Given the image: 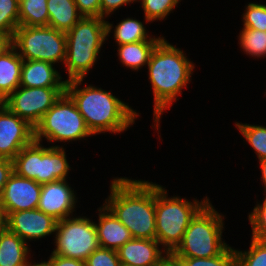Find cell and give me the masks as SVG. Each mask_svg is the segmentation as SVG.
<instances>
[{
  "mask_svg": "<svg viewBox=\"0 0 266 266\" xmlns=\"http://www.w3.org/2000/svg\"><path fill=\"white\" fill-rule=\"evenodd\" d=\"M26 243L6 229L0 235V266H23L29 263V247Z\"/></svg>",
  "mask_w": 266,
  "mask_h": 266,
  "instance_id": "obj_21",
  "label": "cell"
},
{
  "mask_svg": "<svg viewBox=\"0 0 266 266\" xmlns=\"http://www.w3.org/2000/svg\"><path fill=\"white\" fill-rule=\"evenodd\" d=\"M244 28L266 31V5L249 3L243 14Z\"/></svg>",
  "mask_w": 266,
  "mask_h": 266,
  "instance_id": "obj_31",
  "label": "cell"
},
{
  "mask_svg": "<svg viewBox=\"0 0 266 266\" xmlns=\"http://www.w3.org/2000/svg\"><path fill=\"white\" fill-rule=\"evenodd\" d=\"M48 261L53 266H86L85 261L63 257L61 255L51 254Z\"/></svg>",
  "mask_w": 266,
  "mask_h": 266,
  "instance_id": "obj_37",
  "label": "cell"
},
{
  "mask_svg": "<svg viewBox=\"0 0 266 266\" xmlns=\"http://www.w3.org/2000/svg\"><path fill=\"white\" fill-rule=\"evenodd\" d=\"M160 41H140L118 45V58L128 68L139 70L147 65L152 51Z\"/></svg>",
  "mask_w": 266,
  "mask_h": 266,
  "instance_id": "obj_22",
  "label": "cell"
},
{
  "mask_svg": "<svg viewBox=\"0 0 266 266\" xmlns=\"http://www.w3.org/2000/svg\"><path fill=\"white\" fill-rule=\"evenodd\" d=\"M48 26L67 33L83 16L74 0H47Z\"/></svg>",
  "mask_w": 266,
  "mask_h": 266,
  "instance_id": "obj_20",
  "label": "cell"
},
{
  "mask_svg": "<svg viewBox=\"0 0 266 266\" xmlns=\"http://www.w3.org/2000/svg\"><path fill=\"white\" fill-rule=\"evenodd\" d=\"M138 0H100L101 3V17L104 18L107 15H110L113 11L120 8L125 4Z\"/></svg>",
  "mask_w": 266,
  "mask_h": 266,
  "instance_id": "obj_36",
  "label": "cell"
},
{
  "mask_svg": "<svg viewBox=\"0 0 266 266\" xmlns=\"http://www.w3.org/2000/svg\"><path fill=\"white\" fill-rule=\"evenodd\" d=\"M146 22L164 20L181 0H141Z\"/></svg>",
  "mask_w": 266,
  "mask_h": 266,
  "instance_id": "obj_30",
  "label": "cell"
},
{
  "mask_svg": "<svg viewBox=\"0 0 266 266\" xmlns=\"http://www.w3.org/2000/svg\"><path fill=\"white\" fill-rule=\"evenodd\" d=\"M99 220L95 223L100 247L118 250L127 241L133 237L130 230L127 229L115 215L103 204L98 209Z\"/></svg>",
  "mask_w": 266,
  "mask_h": 266,
  "instance_id": "obj_17",
  "label": "cell"
},
{
  "mask_svg": "<svg viewBox=\"0 0 266 266\" xmlns=\"http://www.w3.org/2000/svg\"><path fill=\"white\" fill-rule=\"evenodd\" d=\"M66 179L41 184V194L37 209L52 216L57 221L70 217L75 208V195Z\"/></svg>",
  "mask_w": 266,
  "mask_h": 266,
  "instance_id": "obj_15",
  "label": "cell"
},
{
  "mask_svg": "<svg viewBox=\"0 0 266 266\" xmlns=\"http://www.w3.org/2000/svg\"><path fill=\"white\" fill-rule=\"evenodd\" d=\"M23 266H31V263L29 262V263H27V264H25Z\"/></svg>",
  "mask_w": 266,
  "mask_h": 266,
  "instance_id": "obj_45",
  "label": "cell"
},
{
  "mask_svg": "<svg viewBox=\"0 0 266 266\" xmlns=\"http://www.w3.org/2000/svg\"><path fill=\"white\" fill-rule=\"evenodd\" d=\"M40 194L41 184L13 172L4 186L0 208L6 215L10 212L37 209Z\"/></svg>",
  "mask_w": 266,
  "mask_h": 266,
  "instance_id": "obj_13",
  "label": "cell"
},
{
  "mask_svg": "<svg viewBox=\"0 0 266 266\" xmlns=\"http://www.w3.org/2000/svg\"><path fill=\"white\" fill-rule=\"evenodd\" d=\"M47 0H19V26H48Z\"/></svg>",
  "mask_w": 266,
  "mask_h": 266,
  "instance_id": "obj_24",
  "label": "cell"
},
{
  "mask_svg": "<svg viewBox=\"0 0 266 266\" xmlns=\"http://www.w3.org/2000/svg\"><path fill=\"white\" fill-rule=\"evenodd\" d=\"M7 229V215L0 208V235Z\"/></svg>",
  "mask_w": 266,
  "mask_h": 266,
  "instance_id": "obj_40",
  "label": "cell"
},
{
  "mask_svg": "<svg viewBox=\"0 0 266 266\" xmlns=\"http://www.w3.org/2000/svg\"><path fill=\"white\" fill-rule=\"evenodd\" d=\"M7 96L0 91V114L4 112L7 107Z\"/></svg>",
  "mask_w": 266,
  "mask_h": 266,
  "instance_id": "obj_41",
  "label": "cell"
},
{
  "mask_svg": "<svg viewBox=\"0 0 266 266\" xmlns=\"http://www.w3.org/2000/svg\"><path fill=\"white\" fill-rule=\"evenodd\" d=\"M13 172V160L0 158V198L4 186Z\"/></svg>",
  "mask_w": 266,
  "mask_h": 266,
  "instance_id": "obj_35",
  "label": "cell"
},
{
  "mask_svg": "<svg viewBox=\"0 0 266 266\" xmlns=\"http://www.w3.org/2000/svg\"><path fill=\"white\" fill-rule=\"evenodd\" d=\"M57 220L39 209L10 212L7 215V229L25 242L44 238L56 231Z\"/></svg>",
  "mask_w": 266,
  "mask_h": 266,
  "instance_id": "obj_14",
  "label": "cell"
},
{
  "mask_svg": "<svg viewBox=\"0 0 266 266\" xmlns=\"http://www.w3.org/2000/svg\"><path fill=\"white\" fill-rule=\"evenodd\" d=\"M12 44L0 54V91L7 97L20 86L23 58Z\"/></svg>",
  "mask_w": 266,
  "mask_h": 266,
  "instance_id": "obj_19",
  "label": "cell"
},
{
  "mask_svg": "<svg viewBox=\"0 0 266 266\" xmlns=\"http://www.w3.org/2000/svg\"><path fill=\"white\" fill-rule=\"evenodd\" d=\"M235 125L255 150L259 161L266 159V127L242 123H236Z\"/></svg>",
  "mask_w": 266,
  "mask_h": 266,
  "instance_id": "obj_27",
  "label": "cell"
},
{
  "mask_svg": "<svg viewBox=\"0 0 266 266\" xmlns=\"http://www.w3.org/2000/svg\"><path fill=\"white\" fill-rule=\"evenodd\" d=\"M165 254L155 266H184L182 259L172 252H166Z\"/></svg>",
  "mask_w": 266,
  "mask_h": 266,
  "instance_id": "obj_38",
  "label": "cell"
},
{
  "mask_svg": "<svg viewBox=\"0 0 266 266\" xmlns=\"http://www.w3.org/2000/svg\"><path fill=\"white\" fill-rule=\"evenodd\" d=\"M78 12L87 17H101V3L100 0H74Z\"/></svg>",
  "mask_w": 266,
  "mask_h": 266,
  "instance_id": "obj_34",
  "label": "cell"
},
{
  "mask_svg": "<svg viewBox=\"0 0 266 266\" xmlns=\"http://www.w3.org/2000/svg\"><path fill=\"white\" fill-rule=\"evenodd\" d=\"M55 233L56 248L51 254L85 261L100 247L95 223L87 217L57 221Z\"/></svg>",
  "mask_w": 266,
  "mask_h": 266,
  "instance_id": "obj_10",
  "label": "cell"
},
{
  "mask_svg": "<svg viewBox=\"0 0 266 266\" xmlns=\"http://www.w3.org/2000/svg\"><path fill=\"white\" fill-rule=\"evenodd\" d=\"M236 252V266H266V241L252 238L248 251Z\"/></svg>",
  "mask_w": 266,
  "mask_h": 266,
  "instance_id": "obj_28",
  "label": "cell"
},
{
  "mask_svg": "<svg viewBox=\"0 0 266 266\" xmlns=\"http://www.w3.org/2000/svg\"><path fill=\"white\" fill-rule=\"evenodd\" d=\"M104 205L130 230L133 238L156 239L155 184L114 178Z\"/></svg>",
  "mask_w": 266,
  "mask_h": 266,
  "instance_id": "obj_1",
  "label": "cell"
},
{
  "mask_svg": "<svg viewBox=\"0 0 266 266\" xmlns=\"http://www.w3.org/2000/svg\"><path fill=\"white\" fill-rule=\"evenodd\" d=\"M156 239L132 238L117 250L121 263L136 266H155L164 256Z\"/></svg>",
  "mask_w": 266,
  "mask_h": 266,
  "instance_id": "obj_16",
  "label": "cell"
},
{
  "mask_svg": "<svg viewBox=\"0 0 266 266\" xmlns=\"http://www.w3.org/2000/svg\"><path fill=\"white\" fill-rule=\"evenodd\" d=\"M223 216L208 202L190 221L181 243L172 252L177 257L209 258L228 245L222 241Z\"/></svg>",
  "mask_w": 266,
  "mask_h": 266,
  "instance_id": "obj_6",
  "label": "cell"
},
{
  "mask_svg": "<svg viewBox=\"0 0 266 266\" xmlns=\"http://www.w3.org/2000/svg\"><path fill=\"white\" fill-rule=\"evenodd\" d=\"M11 44L23 60H40L52 64L66 58V33L50 26H18Z\"/></svg>",
  "mask_w": 266,
  "mask_h": 266,
  "instance_id": "obj_9",
  "label": "cell"
},
{
  "mask_svg": "<svg viewBox=\"0 0 266 266\" xmlns=\"http://www.w3.org/2000/svg\"><path fill=\"white\" fill-rule=\"evenodd\" d=\"M66 158L63 147L57 145L44 148L34 140L14 157L13 171L39 184L64 180L70 169Z\"/></svg>",
  "mask_w": 266,
  "mask_h": 266,
  "instance_id": "obj_7",
  "label": "cell"
},
{
  "mask_svg": "<svg viewBox=\"0 0 266 266\" xmlns=\"http://www.w3.org/2000/svg\"><path fill=\"white\" fill-rule=\"evenodd\" d=\"M120 266H136V265H131V264H127V263H121Z\"/></svg>",
  "mask_w": 266,
  "mask_h": 266,
  "instance_id": "obj_44",
  "label": "cell"
},
{
  "mask_svg": "<svg viewBox=\"0 0 266 266\" xmlns=\"http://www.w3.org/2000/svg\"><path fill=\"white\" fill-rule=\"evenodd\" d=\"M34 141V127L8 108L0 114V158L13 160Z\"/></svg>",
  "mask_w": 266,
  "mask_h": 266,
  "instance_id": "obj_12",
  "label": "cell"
},
{
  "mask_svg": "<svg viewBox=\"0 0 266 266\" xmlns=\"http://www.w3.org/2000/svg\"><path fill=\"white\" fill-rule=\"evenodd\" d=\"M147 66L154 94V122L158 130L163 111L171 108L181 90L190 82L194 64L183 50L163 38L152 51Z\"/></svg>",
  "mask_w": 266,
  "mask_h": 266,
  "instance_id": "obj_3",
  "label": "cell"
},
{
  "mask_svg": "<svg viewBox=\"0 0 266 266\" xmlns=\"http://www.w3.org/2000/svg\"><path fill=\"white\" fill-rule=\"evenodd\" d=\"M53 64L40 60H23L20 86L23 87H65L66 81L53 68Z\"/></svg>",
  "mask_w": 266,
  "mask_h": 266,
  "instance_id": "obj_18",
  "label": "cell"
},
{
  "mask_svg": "<svg viewBox=\"0 0 266 266\" xmlns=\"http://www.w3.org/2000/svg\"><path fill=\"white\" fill-rule=\"evenodd\" d=\"M11 45V39L2 33H0V54Z\"/></svg>",
  "mask_w": 266,
  "mask_h": 266,
  "instance_id": "obj_39",
  "label": "cell"
},
{
  "mask_svg": "<svg viewBox=\"0 0 266 266\" xmlns=\"http://www.w3.org/2000/svg\"><path fill=\"white\" fill-rule=\"evenodd\" d=\"M64 92L65 87L19 86L8 96L7 107L35 128L43 115Z\"/></svg>",
  "mask_w": 266,
  "mask_h": 266,
  "instance_id": "obj_11",
  "label": "cell"
},
{
  "mask_svg": "<svg viewBox=\"0 0 266 266\" xmlns=\"http://www.w3.org/2000/svg\"><path fill=\"white\" fill-rule=\"evenodd\" d=\"M19 26V0H0V33L11 40Z\"/></svg>",
  "mask_w": 266,
  "mask_h": 266,
  "instance_id": "obj_26",
  "label": "cell"
},
{
  "mask_svg": "<svg viewBox=\"0 0 266 266\" xmlns=\"http://www.w3.org/2000/svg\"><path fill=\"white\" fill-rule=\"evenodd\" d=\"M184 266H236L235 249L227 246L219 255L209 258L178 257Z\"/></svg>",
  "mask_w": 266,
  "mask_h": 266,
  "instance_id": "obj_29",
  "label": "cell"
},
{
  "mask_svg": "<svg viewBox=\"0 0 266 266\" xmlns=\"http://www.w3.org/2000/svg\"><path fill=\"white\" fill-rule=\"evenodd\" d=\"M83 80L67 81L65 92L75 103L93 135L109 131L120 133L134 123L139 114L128 104L113 96L110 91L92 85L78 89Z\"/></svg>",
  "mask_w": 266,
  "mask_h": 266,
  "instance_id": "obj_2",
  "label": "cell"
},
{
  "mask_svg": "<svg viewBox=\"0 0 266 266\" xmlns=\"http://www.w3.org/2000/svg\"><path fill=\"white\" fill-rule=\"evenodd\" d=\"M93 135L75 103L66 93L56 100L34 128V140L41 142L45 137L49 142H66Z\"/></svg>",
  "mask_w": 266,
  "mask_h": 266,
  "instance_id": "obj_8",
  "label": "cell"
},
{
  "mask_svg": "<svg viewBox=\"0 0 266 266\" xmlns=\"http://www.w3.org/2000/svg\"><path fill=\"white\" fill-rule=\"evenodd\" d=\"M147 33L141 21L133 18H126L115 26L114 39L118 45L140 41H161L163 39V36L151 38Z\"/></svg>",
  "mask_w": 266,
  "mask_h": 266,
  "instance_id": "obj_23",
  "label": "cell"
},
{
  "mask_svg": "<svg viewBox=\"0 0 266 266\" xmlns=\"http://www.w3.org/2000/svg\"><path fill=\"white\" fill-rule=\"evenodd\" d=\"M260 168L262 172V180L264 183L265 187V192H266V159L260 161Z\"/></svg>",
  "mask_w": 266,
  "mask_h": 266,
  "instance_id": "obj_42",
  "label": "cell"
},
{
  "mask_svg": "<svg viewBox=\"0 0 266 266\" xmlns=\"http://www.w3.org/2000/svg\"><path fill=\"white\" fill-rule=\"evenodd\" d=\"M31 266H53L49 261L45 262H41V263H34L33 265L31 264Z\"/></svg>",
  "mask_w": 266,
  "mask_h": 266,
  "instance_id": "obj_43",
  "label": "cell"
},
{
  "mask_svg": "<svg viewBox=\"0 0 266 266\" xmlns=\"http://www.w3.org/2000/svg\"><path fill=\"white\" fill-rule=\"evenodd\" d=\"M111 30L112 24L104 18L85 16L66 33V82L85 78Z\"/></svg>",
  "mask_w": 266,
  "mask_h": 266,
  "instance_id": "obj_4",
  "label": "cell"
},
{
  "mask_svg": "<svg viewBox=\"0 0 266 266\" xmlns=\"http://www.w3.org/2000/svg\"><path fill=\"white\" fill-rule=\"evenodd\" d=\"M86 266H120L116 250L99 247L85 260Z\"/></svg>",
  "mask_w": 266,
  "mask_h": 266,
  "instance_id": "obj_33",
  "label": "cell"
},
{
  "mask_svg": "<svg viewBox=\"0 0 266 266\" xmlns=\"http://www.w3.org/2000/svg\"><path fill=\"white\" fill-rule=\"evenodd\" d=\"M240 32L239 44L246 54L252 57L266 56V31L243 28Z\"/></svg>",
  "mask_w": 266,
  "mask_h": 266,
  "instance_id": "obj_25",
  "label": "cell"
},
{
  "mask_svg": "<svg viewBox=\"0 0 266 266\" xmlns=\"http://www.w3.org/2000/svg\"><path fill=\"white\" fill-rule=\"evenodd\" d=\"M167 191L155 184V224L156 240L163 245L164 251L173 252L181 243L190 221L209 202L206 197L199 202L184 198H168Z\"/></svg>",
  "mask_w": 266,
  "mask_h": 266,
  "instance_id": "obj_5",
  "label": "cell"
},
{
  "mask_svg": "<svg viewBox=\"0 0 266 266\" xmlns=\"http://www.w3.org/2000/svg\"><path fill=\"white\" fill-rule=\"evenodd\" d=\"M248 217L252 225V238L259 241H266V197L264 198L263 204H257Z\"/></svg>",
  "mask_w": 266,
  "mask_h": 266,
  "instance_id": "obj_32",
  "label": "cell"
}]
</instances>
